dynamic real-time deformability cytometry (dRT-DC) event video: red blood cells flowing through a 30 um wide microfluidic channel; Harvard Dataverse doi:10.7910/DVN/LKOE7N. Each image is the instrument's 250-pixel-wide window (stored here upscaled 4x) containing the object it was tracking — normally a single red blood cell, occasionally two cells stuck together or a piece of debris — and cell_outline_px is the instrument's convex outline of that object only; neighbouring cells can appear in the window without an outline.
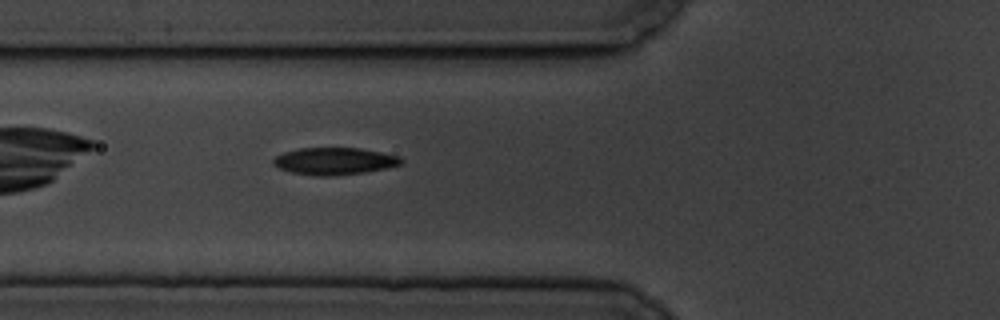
{"species": "common noctule bat (a hibernating species)", "species_latin": "Nyctalus noctula", "temperature_condition": "cold", "stored_images_in_passage": 37, "camera_frame_rate_fps": 3000, "um_per_image_px": 0.085, "animal": {"sex": "male", "body_mass_g": 19.5, "forearm_length_mm": 54.6}, "frame": {"image": 1, "passage_image": 4, "time_ms": 1.0, "image_size_px": [1000, 320], "cell_outline_px": [[404, 160], [400, 164], [384, 168], [364, 172], [328, 176], [320, 176], [292, 172], [280, 168], [272, 164], [272, 160], [276, 156], [284, 152], [300, 148], [360, 148], [400, 156]], "centroid_in_image_um": [28.41, 13.68], "position_along_channel_um": 97.4, "area_um2": 19.94}}
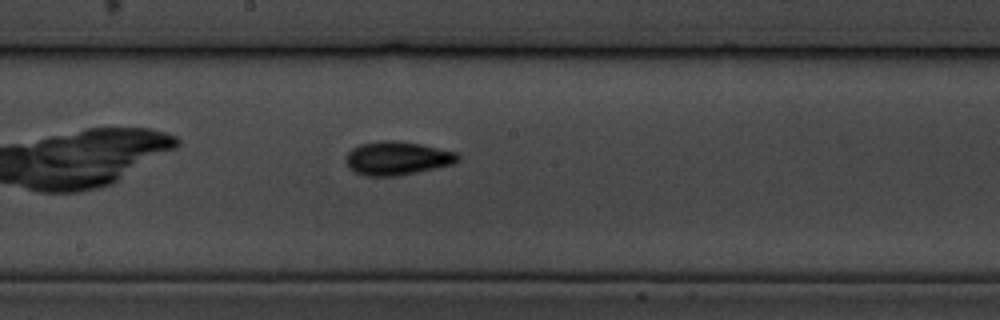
{"frame": {"image": 2, "passage_image": 14, "time_ms": 4.333, "image_size_px": [1000, 320], "cell_outline_px": [[460, 160], [452, 164], [436, 168], [396, 176], [364, 176], [348, 168], [344, 160], [348, 152], [352, 148], [360, 144], [380, 140], [396, 140], [420, 144], [456, 152], [460, 156]], "centroid_in_image_um": [33.73, 13.45], "position_along_channel_um": 214.5, "area_um2": 22.02}}
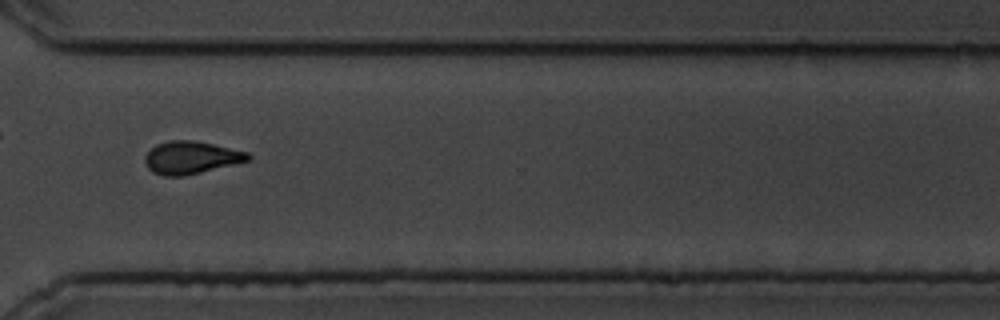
{"frame": {"image": 3, "passage_image": 26, "time_ms": 8.333, "image_size_px": [1000, 320], "cell_outline_px": [[252, 160], [184, 176], [164, 176], [152, 172], [148, 168], [144, 160], [144, 156], [156, 144], [168, 140], [192, 140], [212, 144], [248, 152], [252, 156]], "centroid_in_image_um": [16.24, 13.4], "position_along_channel_um": 354.4, "area_um2": 19.65}, "authors_computed_cell_mechanics": {"area_um2": 19.941, "velocity_mm_per_s": 3.4995, "shape_relaxation_time_tau1_ms": 2.7678, "shape_relaxation_time_tau2_ms": 4.4474, "deformation_change_tau1": 0.1424, "deformation_change_tau2": 0.1051}}